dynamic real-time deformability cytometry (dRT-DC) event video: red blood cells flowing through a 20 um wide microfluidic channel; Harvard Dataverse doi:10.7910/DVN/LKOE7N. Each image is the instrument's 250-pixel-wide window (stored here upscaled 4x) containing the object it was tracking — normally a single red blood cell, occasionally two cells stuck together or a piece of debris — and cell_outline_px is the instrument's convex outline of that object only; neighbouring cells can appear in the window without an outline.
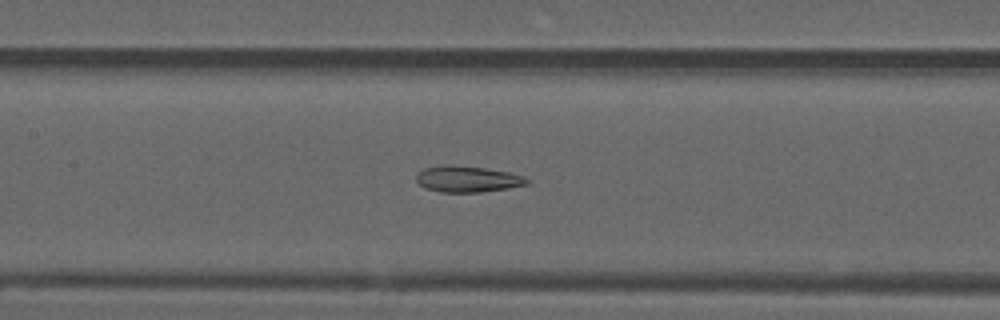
{"species": "common noctule bat (a hibernating species)", "species_latin": "Nyctalus noctula", "temperature_condition": "warm", "stored_images_in_passage": 46, "camera_frame_rate_fps": 3000, "um_per_image_px": 0.085, "animal": {"sex": "male", "forearm_length_mm": 52.5}, "frame": {"image": 1, "passage_image": 16, "time_ms": 5.0, "image_size_px": [1000, 320], "cell_outline_px": [[532, 180], [528, 184], [508, 188], [480, 192], [440, 192], [424, 188], [416, 180], [416, 176], [424, 168], [444, 164], [484, 168], [508, 172], [524, 176]], "centroid_in_image_um": [39.75, 15.22], "position_along_channel_um": 167.7, "area_um2": 16.88}}
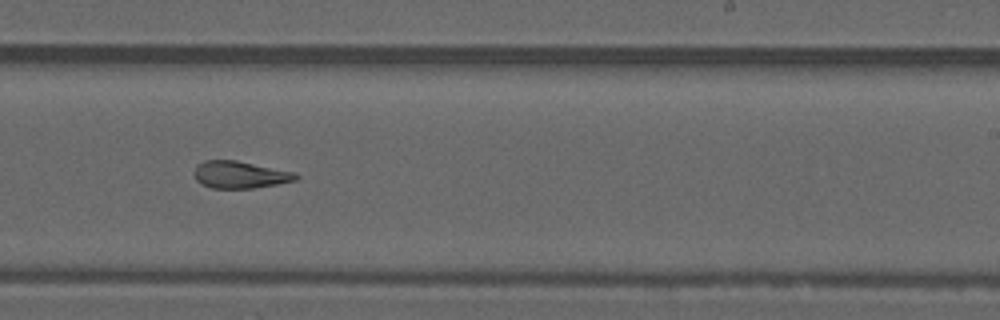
{"frame": {"image": 2, "passage_image": 24, "time_ms": 7.667, "image_size_px": [1000, 320], "cell_outline_px": [[300, 176], [296, 180], [276, 184], [252, 188], [212, 188], [200, 184], [196, 180], [192, 172], [196, 164], [204, 160], [236, 160], [296, 172]], "centroid_in_image_um": [20.36, 14.84], "position_along_channel_um": 268.6, "area_um2": 16.3}}
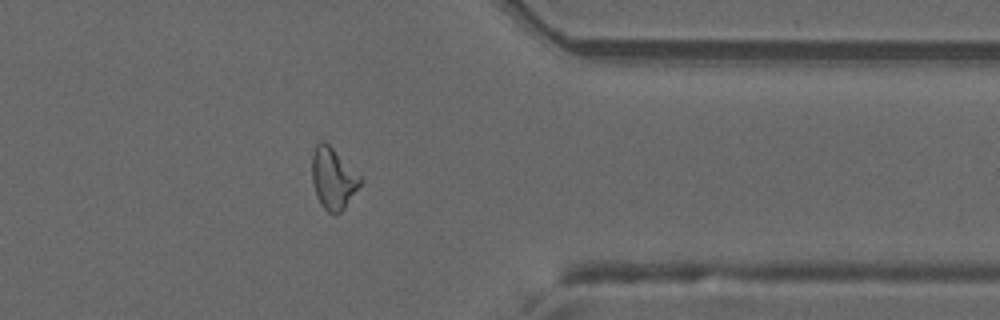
{"frame": {"image": 3, "passage_image": 34, "time_ms": 11.0, "image_size_px": [1000, 320], "cell_outline_px": [[364, 180], [344, 208], [336, 216], [328, 212], [320, 204], [312, 180], [312, 152], [316, 144], [320, 140], [324, 140]], "centroid_in_image_um": [28.3, 15.17], "position_along_channel_um": 383.1, "area_um2": 17.11}}